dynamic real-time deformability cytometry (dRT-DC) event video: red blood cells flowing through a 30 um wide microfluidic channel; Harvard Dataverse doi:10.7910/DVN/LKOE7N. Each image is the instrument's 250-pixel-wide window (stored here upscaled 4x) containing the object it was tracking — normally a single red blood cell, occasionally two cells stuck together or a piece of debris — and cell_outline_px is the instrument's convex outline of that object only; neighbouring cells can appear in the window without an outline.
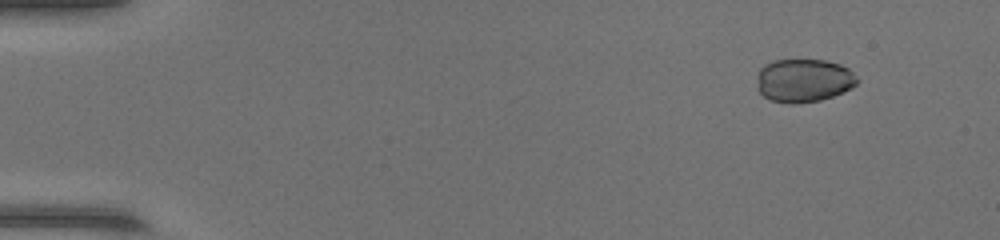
{"species": "common noctule bat (a hibernating species)", "species_latin": "Nyctalus noctula", "temperature_condition": "warm", "stored_images_in_passage": 45, "camera_frame_rate_fps": 3000, "um_per_image_px": 0.085, "animal": {"sex": "female", "body_mass_g": 17.0, "forearm_length_mm": 48.0}, "frame": {"image": 1, "passage_image": 1, "time_ms": 0.0, "image_size_px": [1000, 240], "cell_outline_px": [[860, 80], [852, 88], [832, 96], [820, 100], [792, 104], [772, 100], [764, 96], [760, 92], [756, 76], [760, 68], [764, 64], [776, 60], [824, 60], [840, 64], [848, 68]], "centroid_in_image_um": [68.32, 6.83], "position_along_channel_um": 16.7, "area_um2": 25.26}}
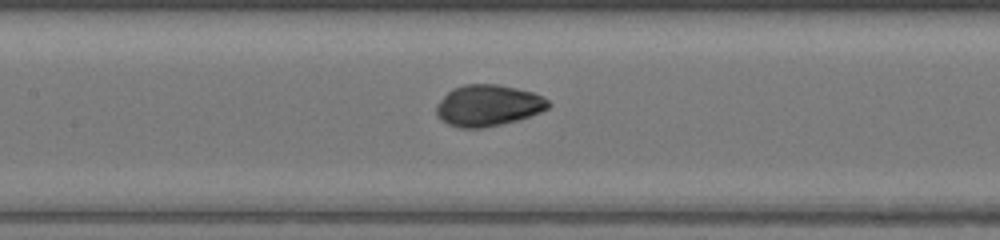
{"frame": {"image": 2, "passage_image": 20, "time_ms": 6.333, "image_size_px": [1000, 240], "cell_outline_px": [[552, 104], [548, 108], [540, 112], [516, 120], [484, 128], [460, 128], [448, 124], [440, 120], [436, 112], [436, 104], [452, 88], [464, 84], [496, 84], [516, 88], [532, 92], [544, 96]], "centroid_in_image_um": [41.47, 8.96], "position_along_channel_um": 165.9, "area_um2": 26.99}}
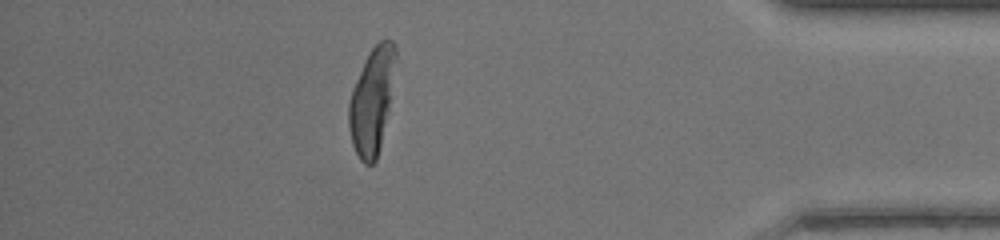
{"frame": {"image": 3, "passage_image": 39, "time_ms": 12.667, "image_size_px": [1000, 240], "cell_outline_px": [[396, 56], [388, 108], [380, 148], [376, 160], [372, 164], [364, 164], [360, 160], [352, 144], [348, 124], [348, 104], [352, 88], [364, 60], [368, 52], [380, 40], [392, 40], [396, 44]], "centroid_in_image_um": [31.58, 8.55], "position_along_channel_um": 403.6, "area_um2": 28.61}, "authors_computed_cell_mechanics": {"area_um2": 27.0504, "velocity_mm_per_s": 4.368, "shape_relaxation_time_tau1_ms": 1.211, "shape_relaxation_time_tau2_ms": null, "deformation_change_tau1": 0.071, "deformation_change_tau2": null}}